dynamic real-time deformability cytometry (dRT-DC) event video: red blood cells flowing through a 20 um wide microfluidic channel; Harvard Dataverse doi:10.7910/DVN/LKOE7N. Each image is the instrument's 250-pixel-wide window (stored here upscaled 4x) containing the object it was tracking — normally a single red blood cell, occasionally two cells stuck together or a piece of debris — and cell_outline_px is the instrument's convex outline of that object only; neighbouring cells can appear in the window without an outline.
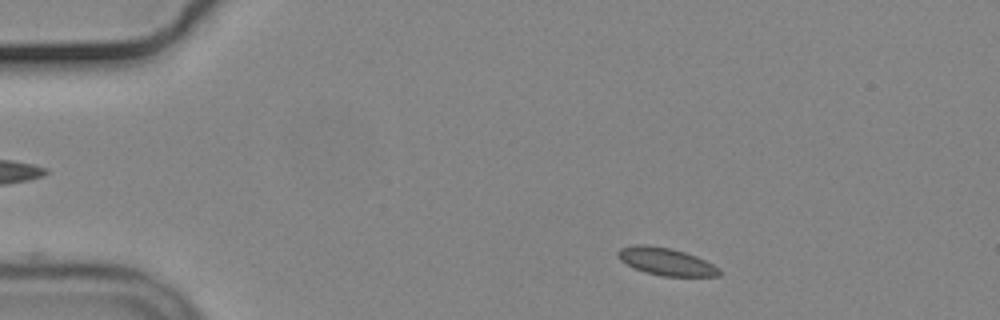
{"species": "common noctule bat (a hibernating species)", "species_latin": "Nyctalus noctula", "temperature_condition": "cold", "stored_images_in_passage": 48, "camera_frame_rate_fps": 3000, "um_per_image_px": 0.085, "animal": {"sex": "male", "body_mass_g": 19.2, "forearm_length_mm": 51.8}, "frame": {"image": 1, "passage_image": 2, "time_ms": 0.333, "image_size_px": [1000, 320], "cell_outline_px": [[720, 276], [664, 276], [644, 272], [620, 260], [616, 252], [620, 248], [636, 244], [648, 244], [672, 248], [696, 256], [720, 268]], "centroid_in_image_um": [56.6, 22.22], "position_along_channel_um": 28.4, "area_um2": 16.18}}
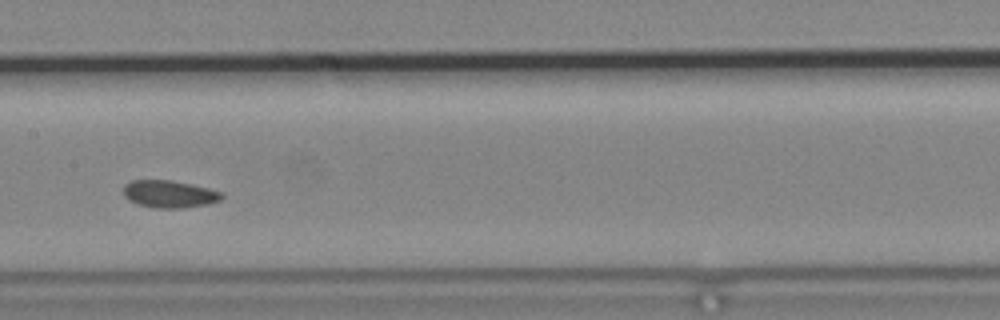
{"frame": {"image": 2, "passage_image": 21, "time_ms": 6.667, "image_size_px": [1000, 320], "cell_outline_px": [[224, 196], [220, 200], [208, 204], [184, 208], [152, 208], [128, 200], [124, 196], [124, 184], [132, 180], [172, 180], [208, 188], [220, 192]], "centroid_in_image_um": [14.38, 16.49], "position_along_channel_um": 193.0, "area_um2": 15.66}}
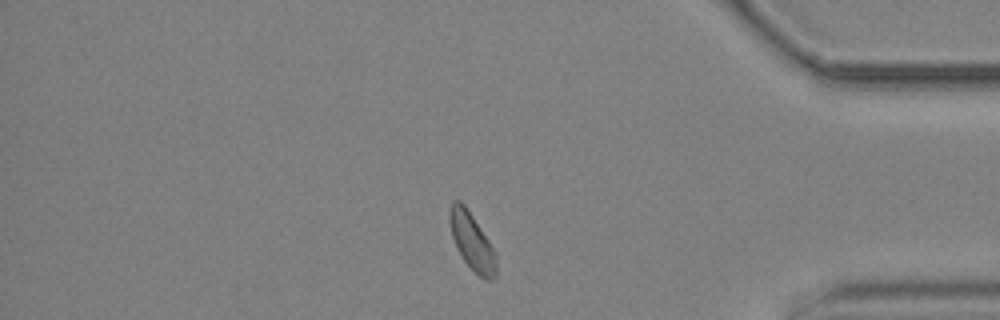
{"frame": {"image": 3, "passage_image": 40, "time_ms": 13.0, "image_size_px": [1000, 320], "cell_outline_px": [[496, 276], [492, 280], [484, 280], [464, 260], [456, 248], [452, 236], [448, 220], [448, 208], [452, 200], [460, 200], [464, 204], [496, 252]], "centroid_in_image_um": [40.09, 20.5], "position_along_channel_um": 395.1, "area_um2": 15.49}}